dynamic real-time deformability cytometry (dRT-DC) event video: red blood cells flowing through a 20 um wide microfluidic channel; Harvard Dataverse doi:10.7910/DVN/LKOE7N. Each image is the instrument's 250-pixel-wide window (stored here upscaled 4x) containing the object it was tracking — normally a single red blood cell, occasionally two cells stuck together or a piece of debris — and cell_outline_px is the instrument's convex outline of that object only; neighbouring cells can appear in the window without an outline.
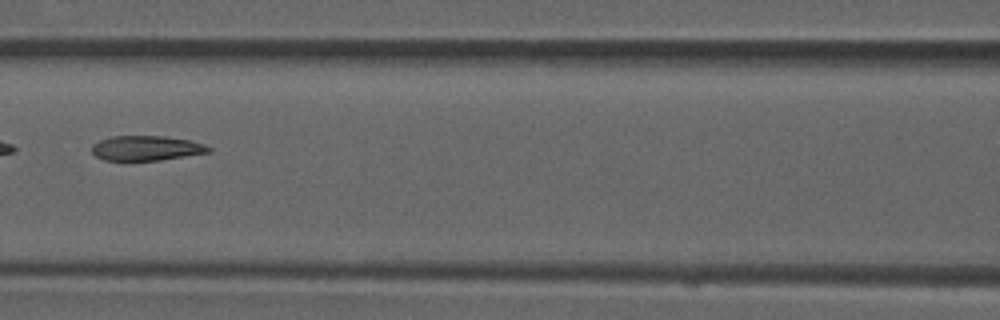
{"species": "common noctule bat (a hibernating species)", "species_latin": "Nyctalus noctula", "temperature_condition": "room temperature", "stored_images_in_passage": 6, "camera_frame_rate_fps": 3000, "um_per_image_px": 0.085, "animal": {"sex": "male", "forearm_length_mm": 52.5}, "frame": {"image": 1, "passage_image": 6, "time_ms": 1.667, "image_size_px": [1000, 320], "cell_outline_px": [[212, 152], [160, 160], [104, 160], [96, 156], [92, 152], [92, 144], [100, 140], [112, 136], [164, 136], [188, 140], [204, 144], [212, 148]], "centroid_in_image_um": [12.45, 12.59], "position_along_channel_um": 154.2, "area_um2": 16.88}}